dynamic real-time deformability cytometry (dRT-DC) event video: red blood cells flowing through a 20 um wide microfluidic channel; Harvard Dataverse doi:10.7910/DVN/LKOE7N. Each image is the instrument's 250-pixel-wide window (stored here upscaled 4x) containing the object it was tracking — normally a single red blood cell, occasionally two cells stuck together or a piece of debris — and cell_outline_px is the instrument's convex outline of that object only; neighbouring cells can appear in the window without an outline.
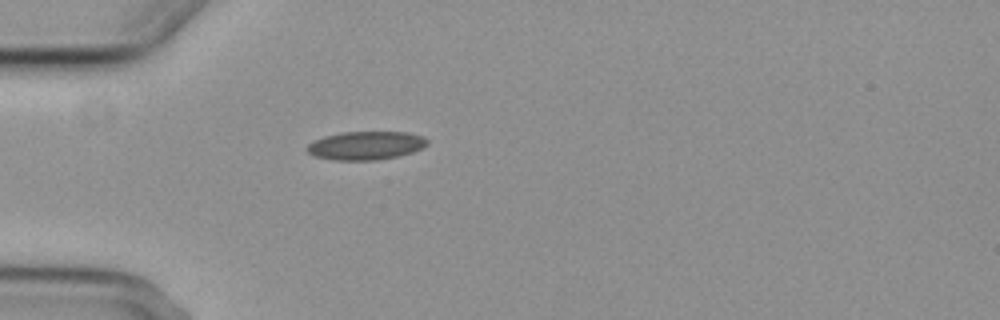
{"species": "common noctule bat (a hibernating species)", "species_latin": "Nyctalus noctula", "temperature_condition": "cold", "stored_images_in_passage": 4, "camera_frame_rate_fps": 3000, "um_per_image_px": 0.085, "animal": {"sex": "female", "body_mass_g": 29.2, "forearm_length_mm": 56.3}, "frame": {"image": 1, "passage_image": 4, "time_ms": 5.0, "image_size_px": [1000, 320], "cell_outline_px": [[428, 144], [424, 148], [412, 152], [396, 156], [376, 160], [336, 160], [312, 156], [304, 148], [308, 144], [324, 136], [340, 132], [408, 132], [424, 136], [428, 140]], "centroid_in_image_um": [31.1, 12.36], "position_along_channel_um": 53.9, "area_um2": 20.06}}